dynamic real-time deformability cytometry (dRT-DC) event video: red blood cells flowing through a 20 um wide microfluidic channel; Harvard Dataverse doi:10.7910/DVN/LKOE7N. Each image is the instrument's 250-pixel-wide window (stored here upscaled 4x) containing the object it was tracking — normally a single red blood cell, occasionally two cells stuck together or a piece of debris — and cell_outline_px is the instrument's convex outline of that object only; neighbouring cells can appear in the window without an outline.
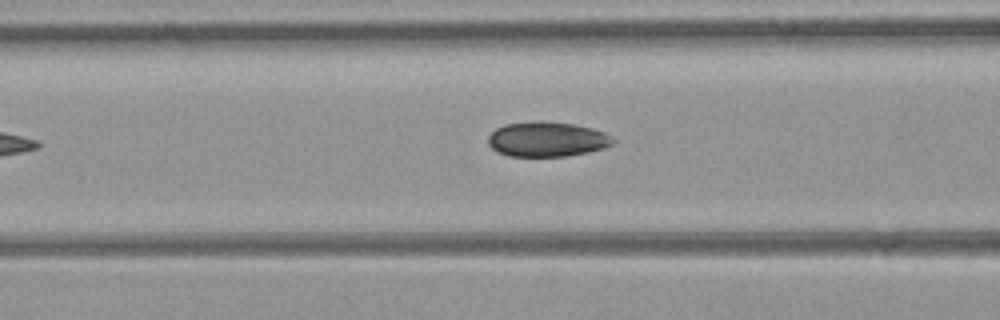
{"species": "common noctule bat (a hibernating species)", "species_latin": "Nyctalus noctula", "temperature_condition": "room temperature", "stored_images_in_passage": 15, "camera_frame_rate_fps": 3000, "um_per_image_px": 0.085, "animal": {"sex": "female", "body_mass_g": 21.9}, "frame": {"image": 1, "passage_image": 13, "time_ms": 4.0, "image_size_px": [1000, 320], "cell_outline_px": [[616, 140], [612, 144], [588, 152], [564, 156], [508, 156], [496, 152], [488, 144], [488, 136], [496, 128], [504, 124], [536, 120], [544, 120], [572, 124], [592, 128], [604, 132], [612, 136]], "centroid_in_image_um": [46.46, 11.82], "position_along_channel_um": 120.1, "area_um2": 25.55}}